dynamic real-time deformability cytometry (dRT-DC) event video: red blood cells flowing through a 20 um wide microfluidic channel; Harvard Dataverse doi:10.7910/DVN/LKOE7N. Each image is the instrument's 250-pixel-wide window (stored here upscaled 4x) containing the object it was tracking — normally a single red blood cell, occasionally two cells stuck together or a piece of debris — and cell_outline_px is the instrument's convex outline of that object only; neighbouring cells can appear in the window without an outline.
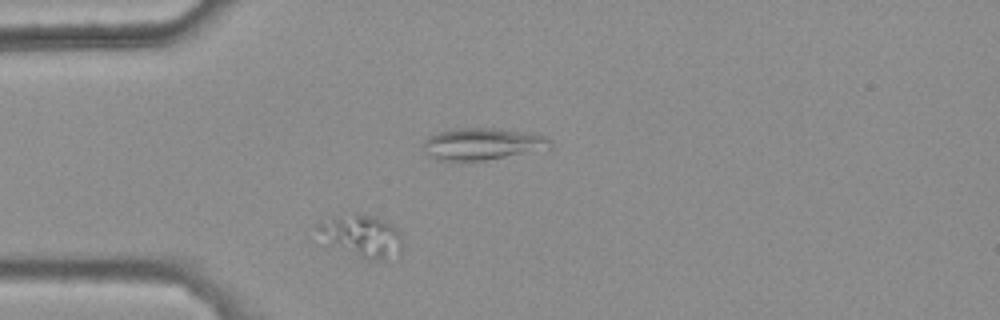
{"species": "common noctule bat (a hibernating species)", "species_latin": "Nyctalus noctula", "temperature_condition": "warm", "stored_images_in_passage": 36, "camera_frame_rate_fps": 3000, "um_per_image_px": 0.085, "animal": {"sex": "female", "body_mass_g": 25.1}, "frame": {"image": 1, "passage_image": 1, "time_ms": 0.0, "image_size_px": [1000, 320], "cell_outline_px": [[400, 252], [384, 260], [368, 260], [328, 244], [316, 228], [320, 224], [332, 216], [356, 212], [372, 216], [384, 220], [396, 228], [400, 236]], "centroid_in_image_um": [30.73, 20.03], "position_along_channel_um": 54.3, "area_um2": 20.46}}
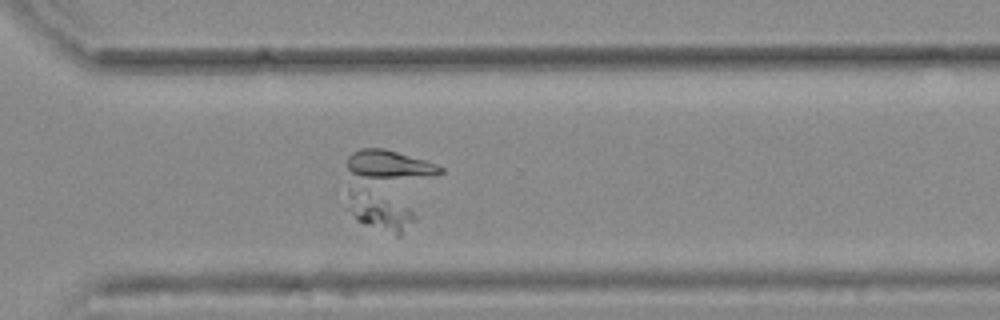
{"frame": {"image": 2, "passage_image": 26, "time_ms": 8.333, "image_size_px": [1000, 320], "cell_outline_px": [[416, 220], [400, 236], [396, 236], [356, 220], [348, 208], [348, 188], [368, 192], [408, 208], [416, 216]], "centroid_in_image_um": [32.28, 18.06], "position_along_channel_um": 338.3, "area_um2": 13.93}}
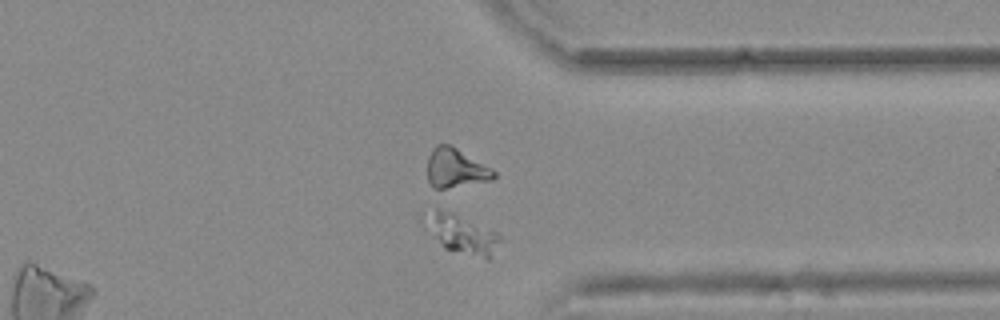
{"frame": {"image": 3, "passage_image": 29, "time_ms": 9.333, "image_size_px": [1000, 320], "cell_outline_px": [[500, 240], [488, 260], [444, 248], [436, 236], [428, 212], [436, 208], [452, 212], [496, 232], [500, 236]], "centroid_in_image_um": [39.38, 19.92], "position_along_channel_um": 372.0, "area_um2": 15.61}}